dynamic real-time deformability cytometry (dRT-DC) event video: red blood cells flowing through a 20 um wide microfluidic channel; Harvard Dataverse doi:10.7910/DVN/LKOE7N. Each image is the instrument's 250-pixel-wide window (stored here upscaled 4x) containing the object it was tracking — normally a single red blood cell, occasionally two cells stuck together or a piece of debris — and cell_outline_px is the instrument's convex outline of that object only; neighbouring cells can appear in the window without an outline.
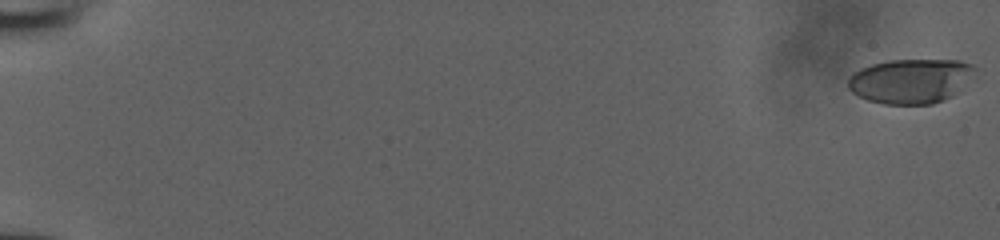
{"species": "human", "species_latin": "Homo sapiens", "temperature_condition": "room temperature", "stored_images_in_passage": 54, "camera_frame_rate_fps": 3000, "um_per_image_px": 0.085, "donor": {"sex": "male"}, "frame": {"image": 1, "passage_image": 1, "time_ms": 0.0, "image_size_px": [1000, 240], "cell_outline_px": [[976, 80], [952, 96], [944, 100], [932, 104], [884, 104], [868, 100], [852, 92], [848, 88], [848, 76], [860, 68], [872, 64], [888, 60], [960, 60], [972, 64], [976, 68]], "centroid_in_image_um": [77.49, 6.88], "position_along_channel_um": 7.5, "area_um2": 33.7}}
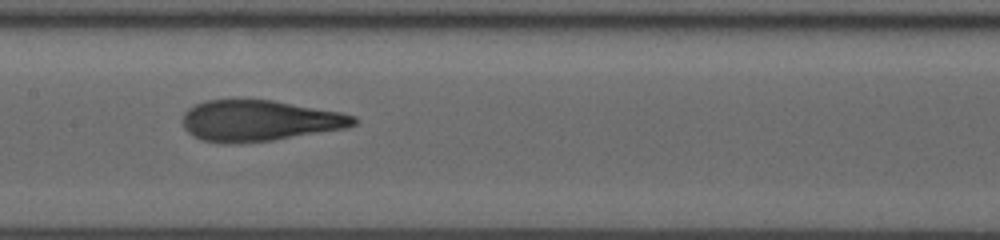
{"frame": {"image": 2, "passage_image": 30, "time_ms": 9.667, "image_size_px": [1000, 240], "cell_outline_px": [[360, 120], [356, 124], [348, 128], [272, 140], [236, 144], [224, 144], [200, 140], [192, 136], [184, 128], [184, 112], [188, 108], [204, 100], [272, 100], [340, 112], [356, 116]], "centroid_in_image_um": [22.05, 10.27], "position_along_channel_um": 185.3, "area_um2": 41.04}}
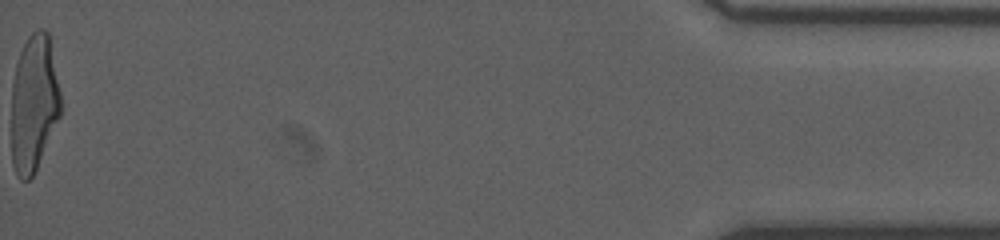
{"frame": {"image": 3, "passage_image": 54, "time_ms": 17.667, "image_size_px": [1000, 240], "cell_outline_px": [[60, 116], [36, 168], [32, 176], [28, 180], [20, 180], [16, 176], [12, 164], [12, 84], [16, 64], [20, 52], [28, 36], [36, 28], [44, 28], [48, 32], [60, 92]], "centroid_in_image_um": [2.87, 8.77], "position_along_channel_um": 432.3, "area_um2": 39.13}}